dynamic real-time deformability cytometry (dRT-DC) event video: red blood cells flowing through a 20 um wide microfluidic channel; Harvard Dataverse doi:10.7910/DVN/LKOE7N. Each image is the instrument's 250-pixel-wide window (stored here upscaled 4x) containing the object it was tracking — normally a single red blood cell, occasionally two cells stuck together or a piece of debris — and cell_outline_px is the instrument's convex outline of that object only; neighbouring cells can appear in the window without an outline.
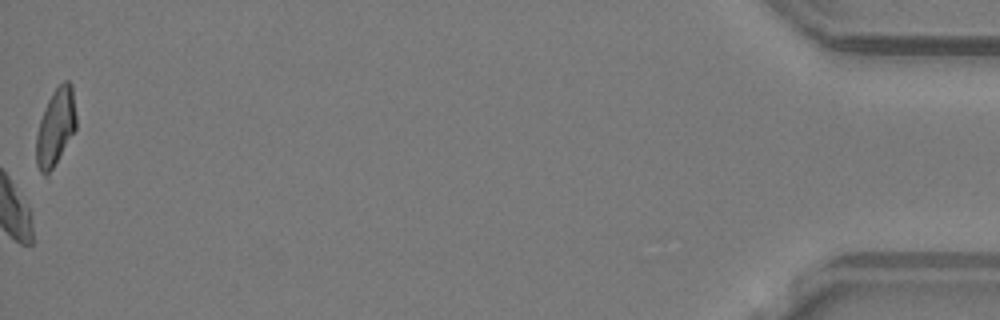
{"species": "common noctule bat (a hibernating species)", "species_latin": "Nyctalus noctula", "temperature_condition": "warm", "stored_images_in_passage": 49, "camera_frame_rate_fps": 3000, "um_per_image_px": 0.085, "animal": {"sex": "male", "body_mass_g": 19.2, "forearm_length_mm": 51.8}, "frame": {"image": 1, "passage_image": 49, "time_ms": 16.0, "image_size_px": [1000, 320], "cell_outline_px": [[76, 128], [48, 176], [44, 176], [40, 172], [36, 164], [36, 136], [40, 120], [44, 108], [52, 92], [64, 80], [68, 80], [72, 84], [76, 116]], "centroid_in_image_um": [4.72, 10.81], "position_along_channel_um": 430.5, "area_um2": 17.92}, "authors_computed_cell_mechanics": {"area_um2": 17.3978, "velocity_mm_per_s": 4.2139, "shape_relaxation_time_tau1_ms": 4.9767, "shape_relaxation_time_tau2_ms": 1.6327, "deformation_change_tau1": 0.1028, "deformation_change_tau2": 0.0562}}